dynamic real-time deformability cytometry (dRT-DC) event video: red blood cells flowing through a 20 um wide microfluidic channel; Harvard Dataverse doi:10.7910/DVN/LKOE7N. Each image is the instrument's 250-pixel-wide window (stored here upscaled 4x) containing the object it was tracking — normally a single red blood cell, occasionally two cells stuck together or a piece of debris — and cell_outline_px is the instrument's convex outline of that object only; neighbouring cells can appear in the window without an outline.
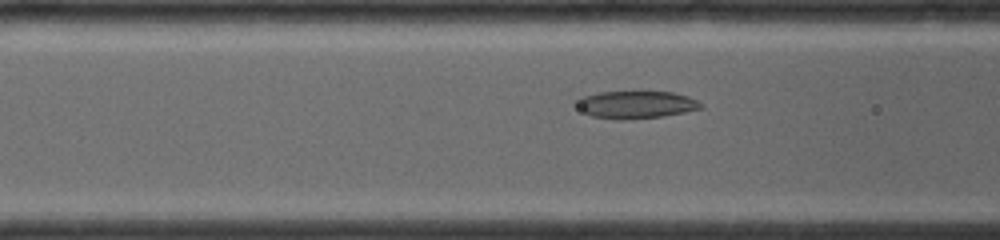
{"species": "common noctule bat (a hibernating species)", "species_latin": "Nyctalus noctula", "temperature_condition": "room temperature", "stored_images_in_passage": 30, "camera_frame_rate_fps": 4000, "um_per_image_px": 0.085, "animal": {"sex": "female", "body_mass_g": 19.0, "forearm_length_mm": 56.7}, "frame": {"image": 1, "passage_image": 8, "time_ms": 2.75, "image_size_px": [1000, 240], "cell_outline_px": [[704, 108], [684, 112], [660, 116], [624, 120], [620, 120], [592, 116], [584, 112], [576, 104], [576, 100], [580, 96], [600, 92], [672, 92], [688, 96], [704, 104]], "centroid_in_image_um": [54.06, 8.89], "position_along_channel_um": 112.5, "area_um2": 19.83}}
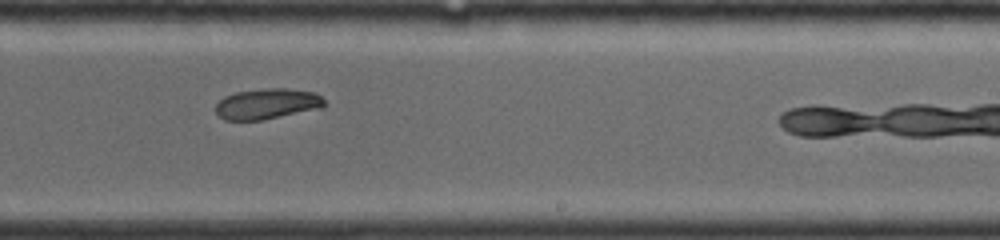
{"frame": {"image": 2, "passage_image": 17, "time_ms": 6.5, "image_size_px": [1000, 240], "cell_outline_px": [[324, 108], [260, 120], [224, 120], [216, 112], [216, 104], [224, 96], [236, 92], [264, 88], [284, 88], [316, 92], [324, 100]], "centroid_in_image_um": [22.72, 8.82], "position_along_channel_um": 266.3, "area_um2": 19.42}}
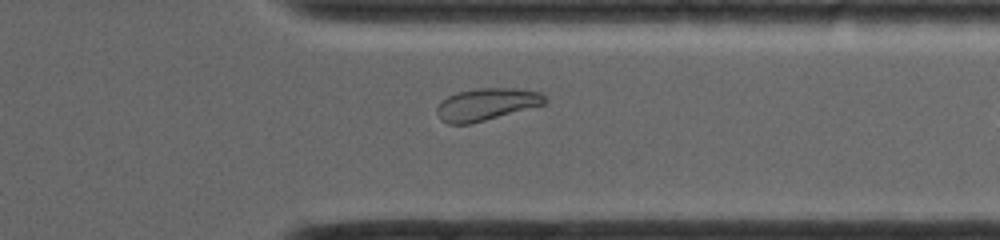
{"frame": {"image": 3, "passage_image": 24, "time_ms": 9.0, "image_size_px": [1000, 240], "cell_outline_px": [[544, 104], [472, 124], [448, 124], [440, 120], [436, 112], [436, 108], [440, 100], [448, 96], [460, 92], [480, 88], [516, 88], [540, 92], [544, 96]], "centroid_in_image_um": [41.29, 8.88], "position_along_channel_um": 370.1, "area_um2": 20.17}, "authors_computed_cell_mechanics": {"area_um2": 20.3456, "velocity_mm_per_s": 4.116, "shape_relaxation_time_tau1_ms": 9.6426, "shape_relaxation_time_tau2_ms": 1.7022, "deformation_change_tau1": 0.1729, "deformation_change_tau2": 0.0453}}